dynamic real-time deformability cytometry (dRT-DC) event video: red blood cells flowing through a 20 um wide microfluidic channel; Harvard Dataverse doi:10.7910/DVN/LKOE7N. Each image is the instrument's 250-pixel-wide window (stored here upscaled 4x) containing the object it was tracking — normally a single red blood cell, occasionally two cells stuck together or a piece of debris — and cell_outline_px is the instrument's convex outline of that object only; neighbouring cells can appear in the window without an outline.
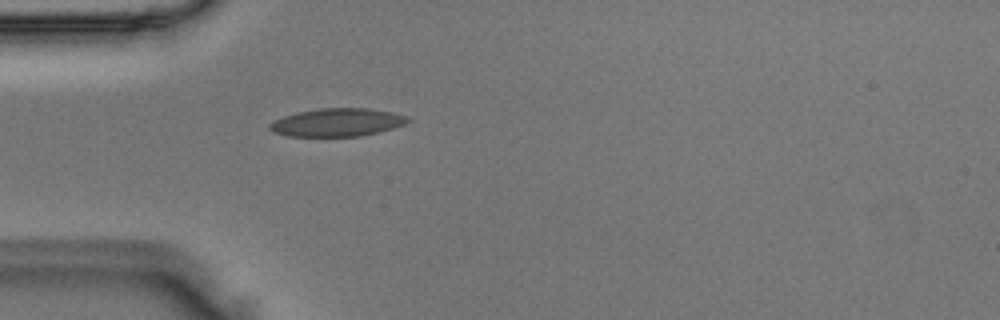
{"species": "Egyptian fruit bat (a non-hibernating species)", "species_latin": "Rousettus aegyptiacus", "temperature_condition": "room temperature", "stored_images_in_passage": 37, "camera_frame_rate_fps": 3000, "um_per_image_px": 0.085, "animal": {"sex": "male"}, "frame": {"image": 1, "passage_image": 1, "time_ms": 0.0, "image_size_px": [1000, 320], "cell_outline_px": [[412, 120], [404, 124], [392, 128], [360, 136], [288, 136], [272, 132], [268, 128], [268, 124], [272, 120], [296, 112], [320, 108], [368, 108], [392, 112], [408, 116]], "centroid_in_image_um": [28.62, 10.39], "position_along_channel_um": 56.4, "area_um2": 22.66}}
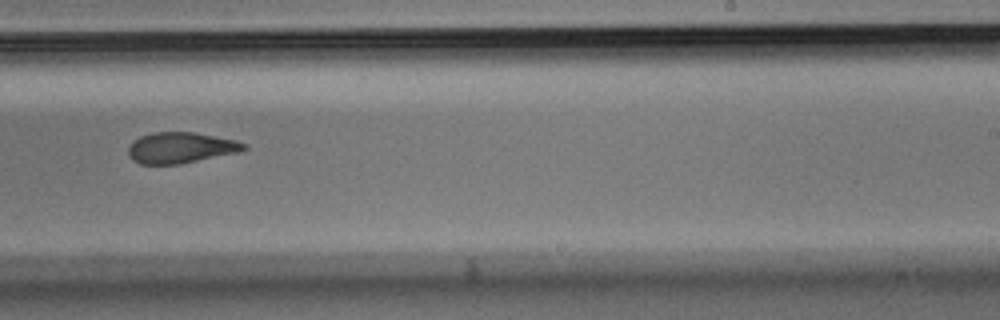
{"frame": {"image": 2, "passage_image": 18, "time_ms": 5.667, "image_size_px": [1000, 320], "cell_outline_px": [[248, 148], [240, 152], [180, 164], [140, 164], [132, 160], [128, 152], [128, 148], [132, 140], [140, 136], [152, 132], [192, 132], [236, 140], [248, 144]], "centroid_in_image_um": [15.36, 12.56], "position_along_channel_um": 273.6, "area_um2": 20.98}}
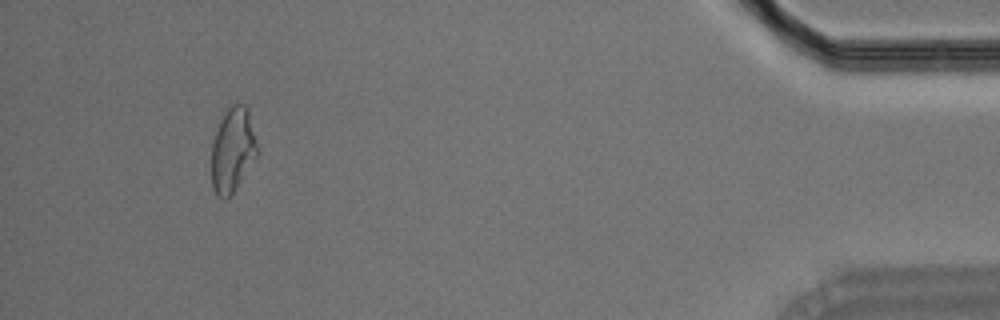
{"frame": {"image": 3, "passage_image": 34, "time_ms": 11.0, "image_size_px": [1000, 320], "cell_outline_px": [[256, 156], [236, 188], [224, 200], [216, 196], [212, 188], [212, 140], [224, 108], [228, 104], [244, 104], [248, 108], [256, 144]], "centroid_in_image_um": [19.73, 12.7], "position_along_channel_um": 415.5, "area_um2": 22.48}}